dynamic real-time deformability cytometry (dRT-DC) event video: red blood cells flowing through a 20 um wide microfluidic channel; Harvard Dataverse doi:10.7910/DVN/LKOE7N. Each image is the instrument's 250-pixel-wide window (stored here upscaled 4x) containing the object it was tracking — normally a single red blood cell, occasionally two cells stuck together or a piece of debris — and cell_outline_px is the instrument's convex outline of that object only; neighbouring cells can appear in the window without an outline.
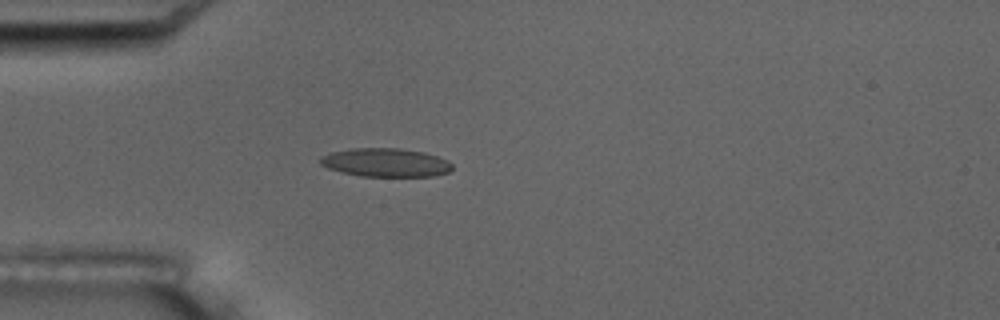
{"species": "common noctule bat (a hibernating species)", "species_latin": "Nyctalus noctula", "temperature_condition": "room temperature", "stored_images_in_passage": 5, "camera_frame_rate_fps": 3000, "um_per_image_px": 0.085, "animal": {"sex": "male", "body_mass_g": 17.5, "forearm_length_mm": 52.3}, "frame": {"image": 1, "passage_image": 4, "time_ms": 4.333, "image_size_px": [1000, 320], "cell_outline_px": [[452, 168], [448, 172], [436, 176], [360, 176], [340, 172], [328, 168], [320, 164], [320, 156], [332, 152], [352, 148], [400, 148], [424, 152], [448, 160], [452, 164]], "centroid_in_image_um": [32.77, 13.81], "position_along_channel_um": 52.2, "area_um2": 22.02}}